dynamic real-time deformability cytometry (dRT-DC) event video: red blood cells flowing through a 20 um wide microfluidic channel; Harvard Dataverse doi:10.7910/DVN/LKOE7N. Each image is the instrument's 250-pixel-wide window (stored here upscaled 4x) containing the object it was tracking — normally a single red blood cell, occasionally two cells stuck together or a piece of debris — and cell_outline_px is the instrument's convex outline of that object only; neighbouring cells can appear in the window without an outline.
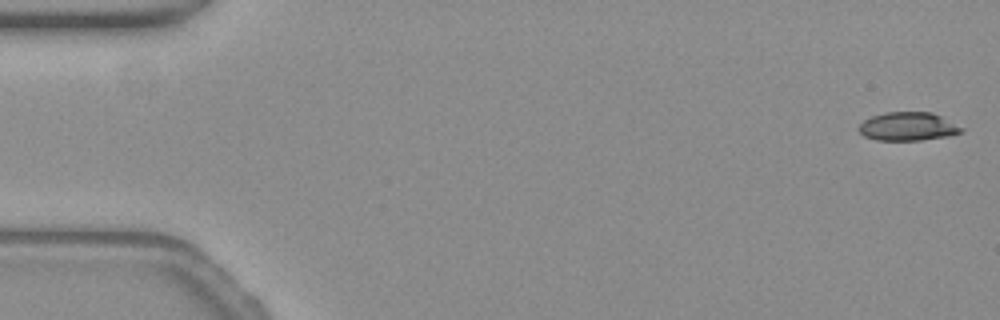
{"species": "common noctule bat (a hibernating species)", "species_latin": "Nyctalus noctula", "temperature_condition": "warm", "stored_images_in_passage": 54, "camera_frame_rate_fps": 3000, "um_per_image_px": 0.085, "animal": {"sex": "female", "body_mass_g": 19.3, "forearm_length_mm": 54.1}, "frame": {"image": 1, "passage_image": 1, "time_ms": 0.0, "image_size_px": [1000, 320], "cell_outline_px": [[964, 132], [948, 136], [920, 140], [876, 140], [864, 136], [860, 132], [860, 124], [864, 120], [872, 116], [884, 112], [932, 112], [964, 128]], "centroid_in_image_um": [77.19, 10.75], "position_along_channel_um": 7.8, "area_um2": 16.94}}
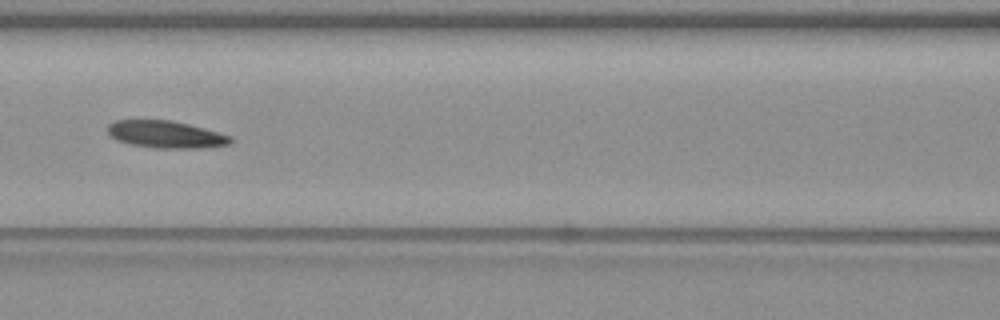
{"frame": {"image": 2, "passage_image": 24, "time_ms": 7.667, "image_size_px": [1000, 320], "cell_outline_px": [[232, 144], [204, 148], [152, 148], [128, 144], [116, 140], [108, 132], [108, 124], [116, 120], [168, 120], [188, 124], [204, 128], [232, 136]], "centroid_in_image_um": [14.11, 11.44], "position_along_channel_um": 152.5, "area_um2": 19.59}}
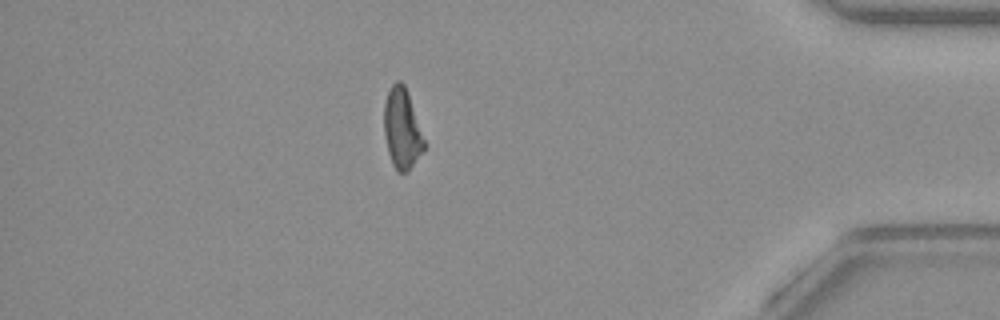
{"frame": {"image": 3, "passage_image": 47, "time_ms": 15.333, "image_size_px": [1000, 320], "cell_outline_px": [[424, 148], [408, 172], [396, 172], [392, 164], [388, 152], [384, 136], [384, 104], [388, 92], [392, 84], [396, 80], [400, 80], [404, 84], [424, 140]], "centroid_in_image_um": [34.13, 10.96], "position_along_channel_um": 401.1, "area_um2": 18.38}, "authors_computed_cell_mechanics": {"area_um2": 19.1029, "velocity_mm_per_s": 3.8159, "shape_relaxation_time_tau1_ms": 10.3229, "shape_relaxation_time_tau2_ms": null, "deformation_change_tau1": 0.2316, "deformation_change_tau2": null}}